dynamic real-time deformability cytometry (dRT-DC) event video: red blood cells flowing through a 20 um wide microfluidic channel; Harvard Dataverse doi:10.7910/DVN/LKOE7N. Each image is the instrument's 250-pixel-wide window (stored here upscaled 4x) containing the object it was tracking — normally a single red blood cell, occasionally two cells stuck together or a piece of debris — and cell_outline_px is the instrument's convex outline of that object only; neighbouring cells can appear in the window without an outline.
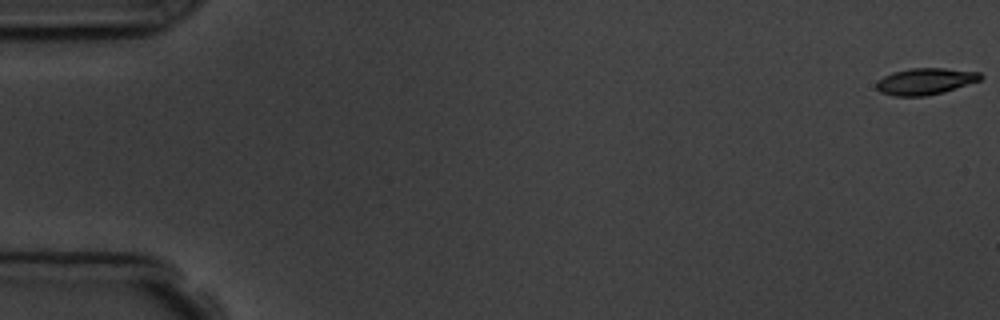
{"species": "common noctule bat (a hibernating species)", "species_latin": "Nyctalus noctula", "temperature_condition": "room temperature", "stored_images_in_passage": 5, "camera_frame_rate_fps": 3000, "um_per_image_px": 0.085, "animal": {"sex": "male", "body_mass_g": 19.5, "forearm_length_mm": 54.6}, "frame": {"image": 1, "passage_image": 1, "time_ms": 0.0, "image_size_px": [1000, 320], "cell_outline_px": [[984, 76], [980, 80], [944, 92], [924, 96], [892, 96], [880, 92], [876, 88], [876, 80], [892, 72], [912, 68], [944, 68], [980, 72]], "centroid_in_image_um": [78.63, 6.91], "position_along_channel_um": 6.4, "area_um2": 16.18}}
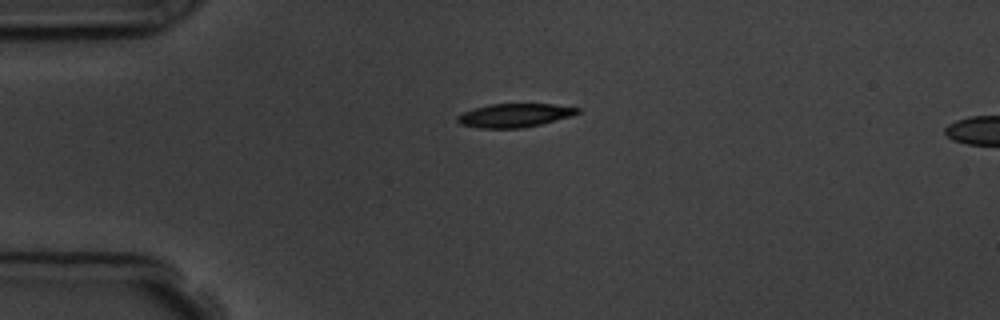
{"frame": {"image": 2, "passage_image": 4, "time_ms": 4.333, "image_size_px": [1000, 320], "cell_outline_px": [[580, 112], [572, 116], [524, 128], [480, 128], [460, 124], [456, 120], [456, 116], [472, 108], [492, 104], [552, 104], [580, 108]], "centroid_in_image_um": [43.72, 9.8], "position_along_channel_um": 41.3, "area_um2": 16.53}}